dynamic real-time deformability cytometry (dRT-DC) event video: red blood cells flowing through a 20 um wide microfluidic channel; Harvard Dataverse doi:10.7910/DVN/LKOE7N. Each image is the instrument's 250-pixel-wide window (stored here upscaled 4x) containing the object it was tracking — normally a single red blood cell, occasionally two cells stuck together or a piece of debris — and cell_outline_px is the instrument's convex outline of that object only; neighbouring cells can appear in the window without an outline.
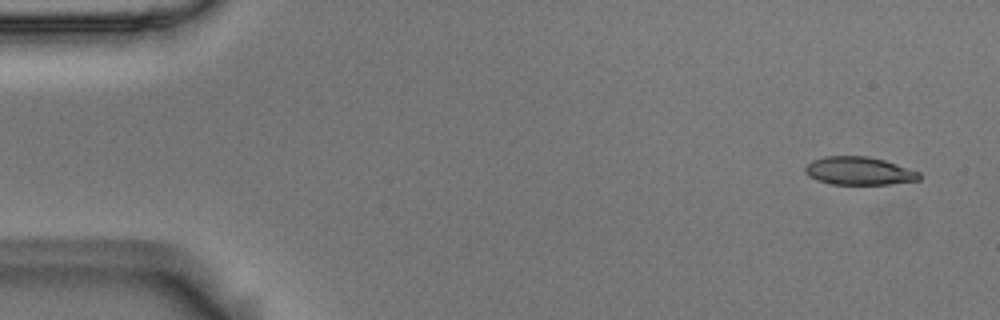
{"species": "Egyptian fruit bat (a non-hibernating species)", "species_latin": "Rousettus aegyptiacus", "temperature_condition": "room temperature", "stored_images_in_passage": 6, "camera_frame_rate_fps": 3000, "um_per_image_px": 0.085, "animal": {"sex": "male"}, "frame": {"image": 1, "passage_image": 1, "time_ms": 0.0, "image_size_px": [1000, 320], "cell_outline_px": [[920, 180], [888, 184], [832, 184], [816, 180], [808, 176], [804, 172], [804, 168], [812, 160], [824, 156], [868, 156], [884, 160], [920, 172]], "centroid_in_image_um": [72.98, 14.52], "position_along_channel_um": 12.0, "area_um2": 18.67}}
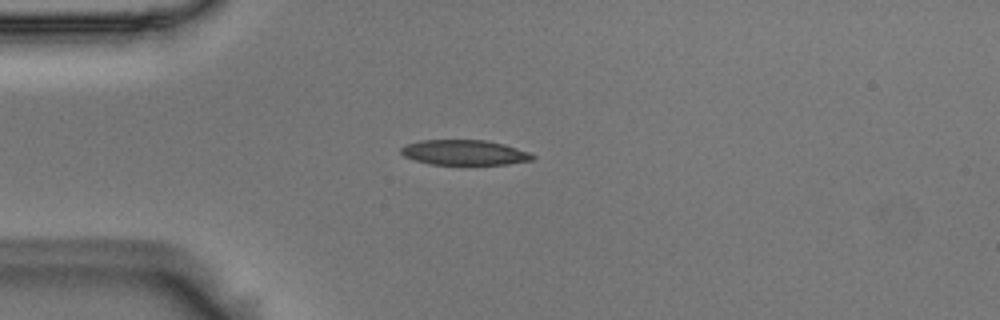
{"frame": {"image": 2, "passage_image": 4, "time_ms": 1.0, "image_size_px": [1000, 320], "cell_outline_px": [[536, 156], [532, 160], [508, 164], [428, 164], [404, 156], [400, 152], [400, 148], [404, 144], [420, 140], [484, 140], [504, 144], [528, 152]], "centroid_in_image_um": [39.44, 12.96], "position_along_channel_um": 45.6, "area_um2": 19.19}}
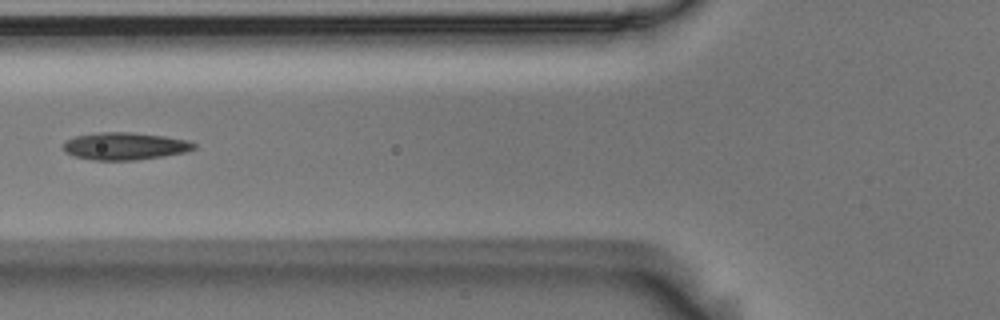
{"frame": {"image": 3, "passage_image": 6, "time_ms": 1.667, "image_size_px": [1000, 320], "cell_outline_px": [[196, 148], [184, 152], [164, 156], [136, 160], [92, 160], [76, 156], [64, 152], [64, 140], [76, 136], [100, 132], [132, 132], [164, 136], [188, 140], [196, 144]], "centroid_in_image_um": [10.61, 12.42], "position_along_channel_um": 115.2, "area_um2": 20.87}}